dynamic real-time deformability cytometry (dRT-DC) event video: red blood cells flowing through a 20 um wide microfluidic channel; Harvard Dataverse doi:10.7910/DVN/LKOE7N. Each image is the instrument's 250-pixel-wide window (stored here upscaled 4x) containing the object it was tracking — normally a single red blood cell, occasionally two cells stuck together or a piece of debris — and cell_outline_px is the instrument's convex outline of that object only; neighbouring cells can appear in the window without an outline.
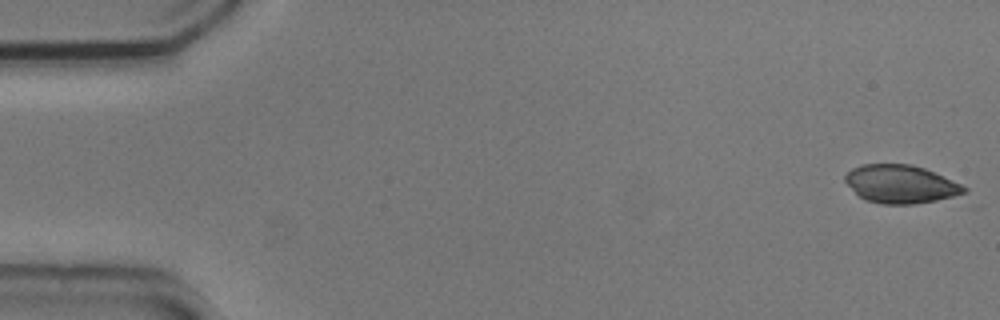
{"species": "common noctule bat (a hibernating species)", "species_latin": "Nyctalus noctula", "temperature_condition": "cold", "stored_images_in_passage": 16, "camera_frame_rate_fps": 3000, "um_per_image_px": 0.085, "animal": {"sex": "male", "body_mass_g": 20.5, "forearm_length_mm": 52.5}, "frame": {"image": 1, "passage_image": 1, "time_ms": 0.0, "image_size_px": [1000, 320], "cell_outline_px": [[968, 192], [936, 200], [912, 204], [880, 204], [864, 200], [844, 180], [844, 176], [852, 168], [860, 164], [912, 164], [924, 168], [960, 184], [968, 188]], "centroid_in_image_um": [76.53, 15.64], "position_along_channel_um": 8.5, "area_um2": 26.24}}
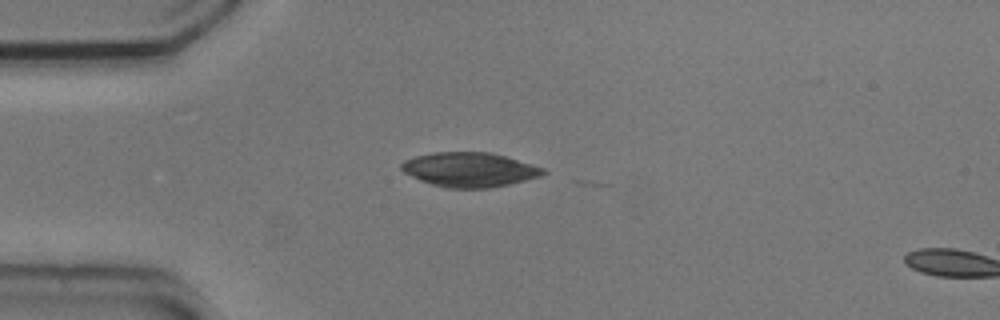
{"frame": {"image": 2, "passage_image": 14, "time_ms": 4.333, "image_size_px": [1000, 320], "cell_outline_px": [[548, 172], [540, 176], [508, 184], [488, 188], [448, 188], [432, 184], [420, 180], [404, 172], [400, 168], [400, 164], [404, 160], [416, 156], [436, 152], [488, 152], [504, 156], [544, 168]], "centroid_in_image_um": [39.89, 14.42], "position_along_channel_um": 45.1, "area_um2": 28.15}}